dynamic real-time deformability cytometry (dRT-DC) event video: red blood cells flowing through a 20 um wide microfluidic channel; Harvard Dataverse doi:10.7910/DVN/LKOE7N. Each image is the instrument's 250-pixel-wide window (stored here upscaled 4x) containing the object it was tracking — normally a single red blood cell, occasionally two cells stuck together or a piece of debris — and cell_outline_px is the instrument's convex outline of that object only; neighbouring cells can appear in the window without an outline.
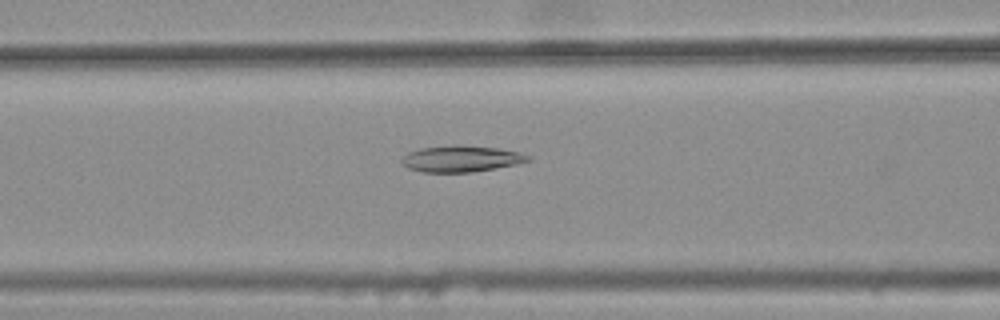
{"species": "common noctule bat (a hibernating species)", "species_latin": "Nyctalus noctula", "temperature_condition": "warm", "stored_images_in_passage": 43, "camera_frame_rate_fps": 3000, "um_per_image_px": 0.085, "animal": {"sex": "female", "body_mass_g": 25.1}, "frame": {"image": 1, "passage_image": 17, "time_ms": 5.333, "image_size_px": [1000, 320], "cell_outline_px": [[532, 160], [516, 164], [496, 168], [472, 172], [424, 172], [408, 168], [400, 160], [408, 152], [420, 148], [452, 144], [456, 144], [496, 148], [520, 152], [532, 156]], "centroid_in_image_um": [39.22, 13.48], "position_along_channel_um": 127.4, "area_um2": 19.48}}
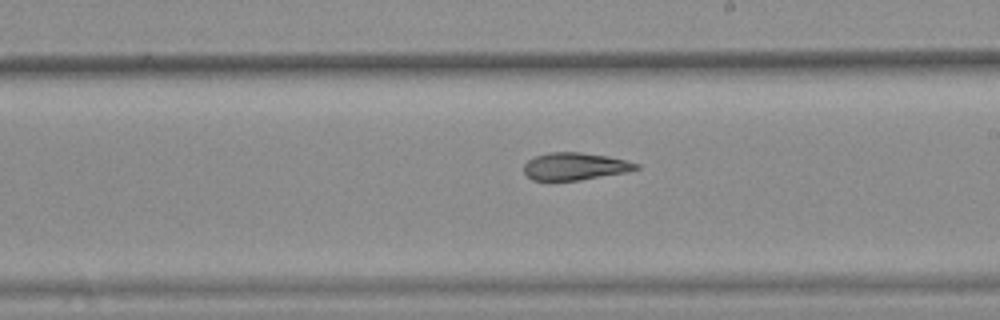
{"frame": {"image": 2, "passage_image": 26, "time_ms": 8.333, "image_size_px": [1000, 320], "cell_outline_px": [[640, 168], [624, 172], [580, 180], [532, 180], [524, 172], [524, 164], [528, 160], [536, 156], [548, 152], [580, 152], [608, 156], [640, 164]], "centroid_in_image_um": [48.85, 14.13], "position_along_channel_um": 240.1, "area_um2": 17.74}}
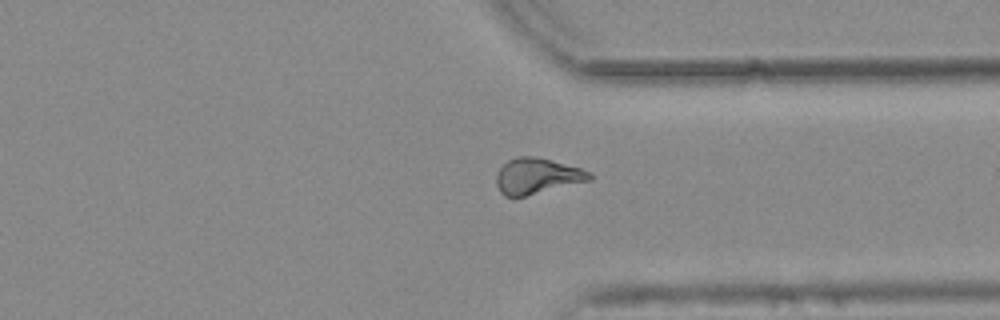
{"frame": {"image": 3, "passage_image": 36, "time_ms": 11.667, "image_size_px": [1000, 320], "cell_outline_px": [[592, 180], [524, 196], [504, 196], [500, 192], [496, 184], [496, 172], [508, 160], [516, 156], [536, 156], [552, 160], [580, 168], [592, 172]], "centroid_in_image_um": [45.64, 14.95], "position_along_channel_um": 365.8, "area_um2": 19.48}, "authors_computed_cell_mechanics": {"area_um2": 19.0162, "velocity_mm_per_s": 3.7699, "shape_relaxation_time_tau1_ms": null, "shape_relaxation_time_tau2_ms": 2.9462, "deformation_change_tau1": null, "deformation_change_tau2": 0.1039}}